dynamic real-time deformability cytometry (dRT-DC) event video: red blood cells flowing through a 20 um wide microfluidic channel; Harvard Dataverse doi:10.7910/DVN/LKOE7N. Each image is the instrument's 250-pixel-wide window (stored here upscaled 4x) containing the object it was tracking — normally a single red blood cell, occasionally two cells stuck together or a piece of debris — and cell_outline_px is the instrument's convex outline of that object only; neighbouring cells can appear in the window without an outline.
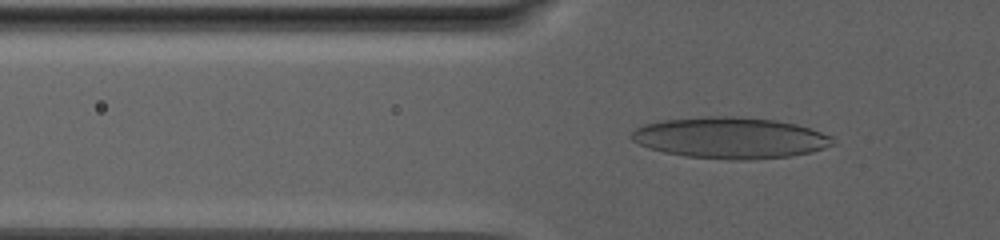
{"species": "human", "species_latin": "Homo sapiens", "temperature_condition": "warm", "stored_images_in_passage": 89, "camera_frame_rate_fps": 3000, "um_per_image_px": 0.085, "donor": {"sex": "male"}, "frame": {"image": 1, "passage_image": 33, "time_ms": 10.667, "image_size_px": [1000, 240], "cell_outline_px": [[840, 144], [812, 152], [788, 156], [748, 160], [732, 160], [684, 156], [664, 152], [648, 148], [632, 140], [628, 136], [636, 128], [644, 124], [664, 120], [704, 116], [736, 116], [776, 120], [796, 124], [832, 136]], "centroid_in_image_um": [62.1, 11.72], "position_along_channel_um": 63.7, "area_um2": 48.73}}
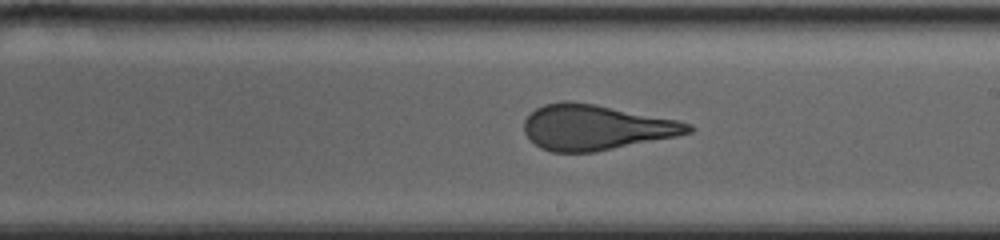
{"frame": {"image": 2, "passage_image": 56, "time_ms": 18.333, "image_size_px": [1000, 240], "cell_outline_px": [[696, 128], [692, 132], [676, 136], [596, 152], [552, 152], [540, 148], [524, 132], [524, 120], [536, 108], [544, 104], [564, 100], [568, 100], [596, 104], [676, 120], [692, 124]], "centroid_in_image_um": [50.65, 10.82], "position_along_channel_um": 238.4, "area_um2": 43.23}}
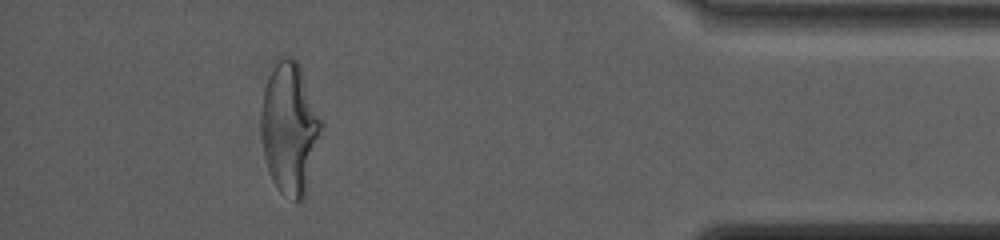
{"frame": {"image": 3, "passage_image": 82, "time_ms": 27.0, "image_size_px": [1000, 240], "cell_outline_px": [[324, 124], [304, 196], [300, 200], [292, 200], [280, 192], [272, 180], [264, 156], [260, 132], [260, 116], [264, 88], [268, 76], [272, 68], [280, 56], [292, 56], [300, 64]], "centroid_in_image_um": [24.61, 10.84], "position_along_channel_um": 410.6, "area_um2": 46.41}, "authors_computed_cell_mechanics": {"area_um2": 46.4134, "velocity_mm_per_s": 2.4178, "shape_relaxation_time_tau1_ms": null, "shape_relaxation_time_tau2_ms": 1.3264, "deformation_change_tau1": null, "deformation_change_tau2": 0.1041}}